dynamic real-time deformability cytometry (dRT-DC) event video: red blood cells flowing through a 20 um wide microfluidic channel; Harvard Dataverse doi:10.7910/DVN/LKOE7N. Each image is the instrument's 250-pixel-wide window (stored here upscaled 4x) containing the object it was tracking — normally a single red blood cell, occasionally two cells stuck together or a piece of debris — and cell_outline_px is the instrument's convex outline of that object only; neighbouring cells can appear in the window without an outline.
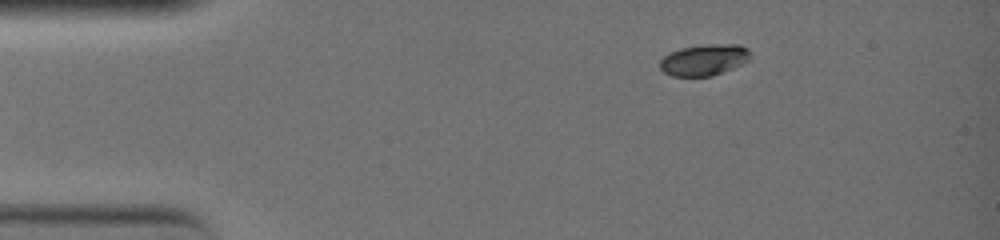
{"species": "common noctule bat (a hibernating species)", "species_latin": "Nyctalus noctula", "temperature_condition": "warm", "stored_images_in_passage": 12, "camera_frame_rate_fps": 3000, "um_per_image_px": 0.085, "animal": {"sex": "female", "body_mass_g": 19.0, "forearm_length_mm": 51.5}, "frame": {"image": 1, "passage_image": 1, "time_ms": 0.0, "image_size_px": [1000, 240], "cell_outline_px": [[752, 56], [744, 64], [712, 76], [672, 76], [664, 72], [660, 68], [660, 60], [668, 52], [680, 48], [704, 44], [740, 44], [748, 48], [752, 52]], "centroid_in_image_um": [59.89, 5.07], "position_along_channel_um": 25.1, "area_um2": 16.82}}
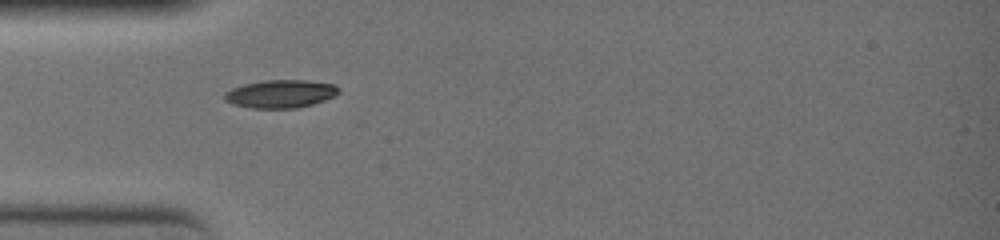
{"frame": {"image": 2, "passage_image": 9, "time_ms": 2.667, "image_size_px": [1000, 240], "cell_outline_px": [[340, 92], [336, 96], [312, 104], [296, 108], [252, 108], [232, 104], [224, 100], [224, 92], [232, 88], [244, 84], [264, 80], [304, 80], [336, 84], [340, 88]], "centroid_in_image_um": [23.86, 7.97], "position_along_channel_um": 61.1, "area_um2": 18.79}}
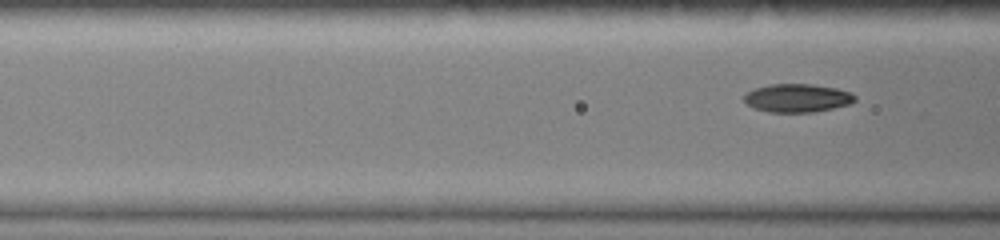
{"frame": {"image": 3, "passage_image": 12, "time_ms": 3.667, "image_size_px": [1000, 240], "cell_outline_px": [[856, 100], [852, 104], [812, 112], [768, 112], [752, 108], [744, 104], [744, 96], [752, 88], [768, 84], [812, 84], [836, 88], [852, 92], [856, 96]], "centroid_in_image_um": [67.75, 8.33], "position_along_channel_um": 98.8, "area_um2": 18.61}}